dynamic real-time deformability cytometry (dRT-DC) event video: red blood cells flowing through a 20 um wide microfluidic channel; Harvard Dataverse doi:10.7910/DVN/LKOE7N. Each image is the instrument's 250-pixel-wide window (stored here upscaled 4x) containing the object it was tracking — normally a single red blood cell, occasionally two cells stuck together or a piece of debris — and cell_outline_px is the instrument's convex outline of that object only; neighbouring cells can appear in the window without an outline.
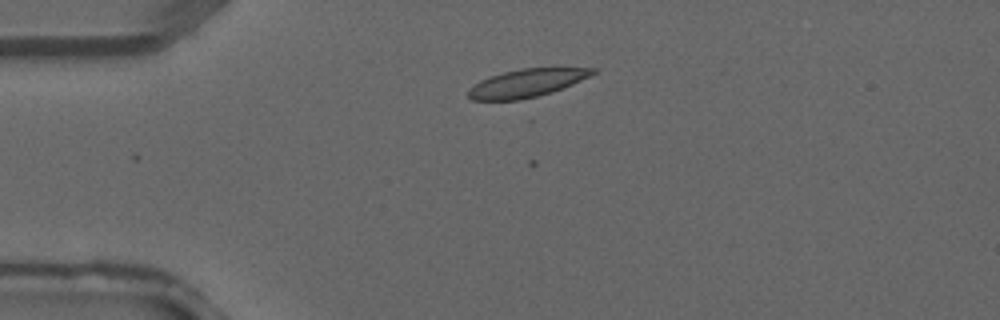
{"species": "common noctule bat (a hibernating species)", "species_latin": "Nyctalus noctula", "temperature_condition": "warm", "stored_images_in_passage": 2, "camera_frame_rate_fps": 3000, "um_per_image_px": 0.085, "animal": {"sex": "male", "forearm_length_mm": 52.5}, "frame": {"image": 1, "passage_image": 1, "time_ms": 0.0, "image_size_px": [1000, 320], "cell_outline_px": [[596, 72], [572, 84], [552, 92], [520, 100], [472, 100], [468, 96], [468, 88], [480, 80], [504, 72], [520, 68], [596, 68]], "centroid_in_image_um": [44.72, 7.06], "position_along_channel_um": 40.3, "area_um2": 20.06}}